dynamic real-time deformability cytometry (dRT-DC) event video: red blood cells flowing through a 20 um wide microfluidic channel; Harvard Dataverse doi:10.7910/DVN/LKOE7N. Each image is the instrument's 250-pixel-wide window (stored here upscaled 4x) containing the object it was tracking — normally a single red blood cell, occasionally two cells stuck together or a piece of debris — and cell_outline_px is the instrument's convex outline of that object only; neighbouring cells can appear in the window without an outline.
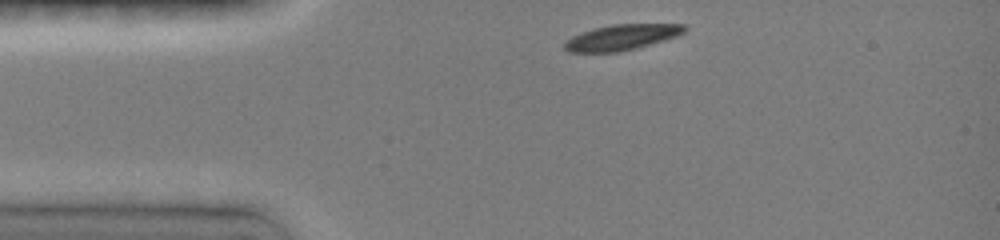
{"species": "common noctule bat (a hibernating species)", "species_latin": "Nyctalus noctula", "temperature_condition": "room temperature", "stored_images_in_passage": 28, "camera_frame_rate_fps": 3000, "um_per_image_px": 0.085, "animal": {"sex": "female", "body_mass_g": 19.0, "forearm_length_mm": 51.5}, "frame": {"image": 1, "passage_image": 1, "time_ms": 0.0, "image_size_px": [1000, 240], "cell_outline_px": [[688, 28], [684, 32], [676, 36], [664, 40], [636, 48], [616, 52], [568, 52], [564, 48], [564, 44], [572, 36], [592, 28], [612, 24], [684, 24]], "centroid_in_image_um": [52.84, 3.16], "position_along_channel_um": 32.2, "area_um2": 17.8}}
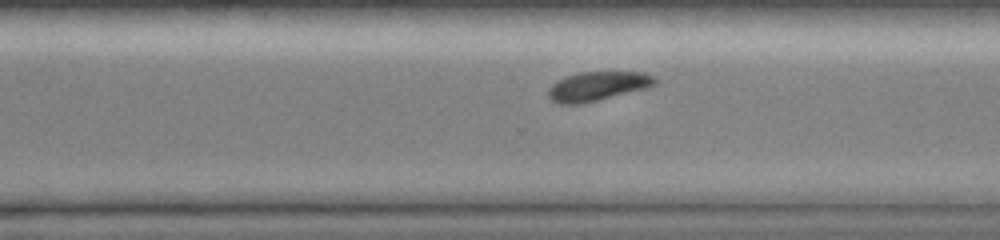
{"frame": {"image": 2, "passage_image": 21, "time_ms": 8.0, "image_size_px": [1000, 240], "cell_outline_px": [[656, 84], [648, 88], [580, 104], [560, 104], [552, 100], [548, 96], [548, 88], [556, 80], [564, 76], [580, 72], [644, 72], [652, 76], [656, 80]], "centroid_in_image_um": [50.76, 7.32], "position_along_channel_um": 319.8, "area_um2": 18.15}}
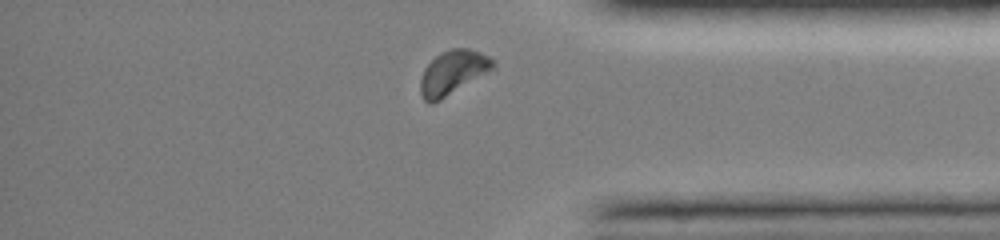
{"frame": {"image": 3, "passage_image": 26, "time_ms": 10.0, "image_size_px": [1000, 240], "cell_outline_px": [[496, 68], [440, 100], [432, 104], [428, 104], [424, 100], [420, 92], [420, 80], [424, 68], [440, 52], [452, 48], [468, 48], [480, 52], [496, 60]], "centroid_in_image_um": [38.51, 6.16], "position_along_channel_um": 396.7, "area_um2": 18.84}, "authors_computed_cell_mechanics": {"area_um2": 19.5075, "velocity_mm_per_s": 4.0169, "shape_relaxation_time_tau1_ms": 1.7646, "shape_relaxation_time_tau2_ms": null, "deformation_change_tau1": 0.1084, "deformation_change_tau2": null}}